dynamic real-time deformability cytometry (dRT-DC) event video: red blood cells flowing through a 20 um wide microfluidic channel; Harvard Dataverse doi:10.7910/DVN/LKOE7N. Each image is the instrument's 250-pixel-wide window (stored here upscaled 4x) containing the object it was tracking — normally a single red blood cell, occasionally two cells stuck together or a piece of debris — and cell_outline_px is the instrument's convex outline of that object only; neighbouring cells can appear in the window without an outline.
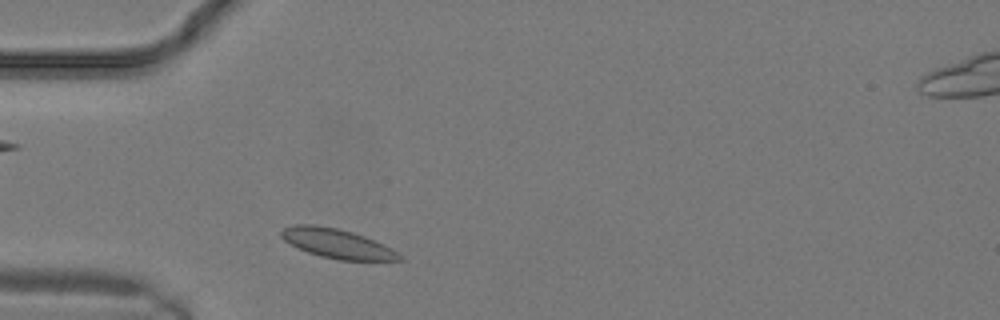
{"species": "common noctule bat (a hibernating species)", "species_latin": "Nyctalus noctula", "temperature_condition": "warm", "stored_images_in_passage": 3, "camera_frame_rate_fps": 3000, "um_per_image_px": 0.085, "animal": {"sex": "male", "body_mass_g": 19.2, "forearm_length_mm": 51.8}, "frame": {"image": 1, "passage_image": 1, "time_ms": 0.0, "image_size_px": [1000, 320], "cell_outline_px": [[404, 260], [340, 260], [320, 256], [308, 252], [284, 240], [280, 236], [280, 232], [284, 228], [292, 224], [312, 224], [336, 228], [352, 232], [364, 236], [404, 256]], "centroid_in_image_um": [28.61, 20.69], "position_along_channel_um": 56.4, "area_um2": 19.83}}
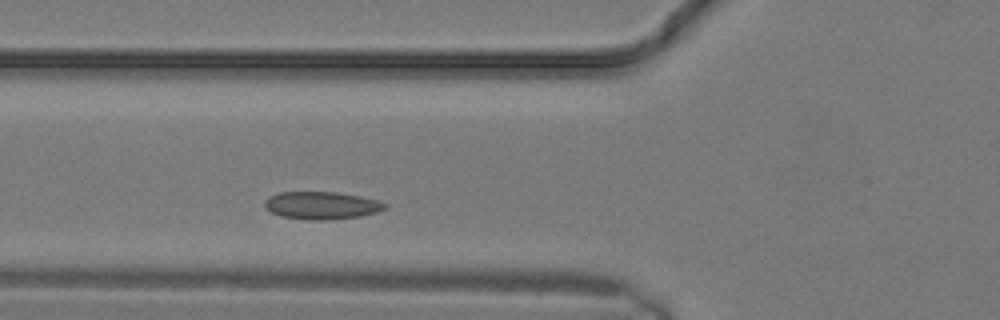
{"frame": {"image": 2, "passage_image": 3, "time_ms": 0.667, "image_size_px": [1000, 320], "cell_outline_px": [[388, 208], [376, 212], [360, 216], [328, 220], [308, 220], [280, 216], [264, 208], [264, 200], [268, 196], [280, 192], [336, 192], [360, 196], [380, 200], [388, 204]], "centroid_in_image_um": [27.34, 17.46], "position_along_channel_um": 98.5, "area_um2": 19.59}}